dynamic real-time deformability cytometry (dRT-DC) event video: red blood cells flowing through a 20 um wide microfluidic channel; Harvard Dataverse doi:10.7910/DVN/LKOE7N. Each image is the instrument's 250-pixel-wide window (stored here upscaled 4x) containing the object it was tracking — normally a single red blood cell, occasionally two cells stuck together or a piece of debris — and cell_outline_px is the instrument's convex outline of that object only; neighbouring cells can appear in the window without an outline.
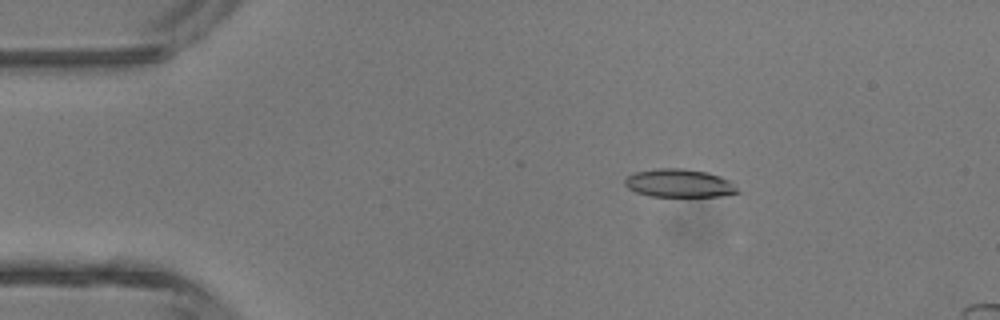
{"species": "common noctule bat (a hibernating species)", "species_latin": "Nyctalus noctula", "temperature_condition": "room temperature", "stored_images_in_passage": 4, "camera_frame_rate_fps": 3000, "um_per_image_px": 0.085, "animal": {"sex": "male", "body_mass_g": 13.3}, "frame": {"image": 1, "passage_image": 2, "time_ms": 1.0, "image_size_px": [1000, 320], "cell_outline_px": [[740, 192], [720, 196], [652, 196], [636, 192], [628, 188], [624, 184], [624, 180], [628, 176], [636, 172], [660, 168], [680, 168], [708, 172], [720, 176], [728, 180]], "centroid_in_image_um": [57.71, 15.57], "position_along_channel_um": 27.3, "area_um2": 18.26}}